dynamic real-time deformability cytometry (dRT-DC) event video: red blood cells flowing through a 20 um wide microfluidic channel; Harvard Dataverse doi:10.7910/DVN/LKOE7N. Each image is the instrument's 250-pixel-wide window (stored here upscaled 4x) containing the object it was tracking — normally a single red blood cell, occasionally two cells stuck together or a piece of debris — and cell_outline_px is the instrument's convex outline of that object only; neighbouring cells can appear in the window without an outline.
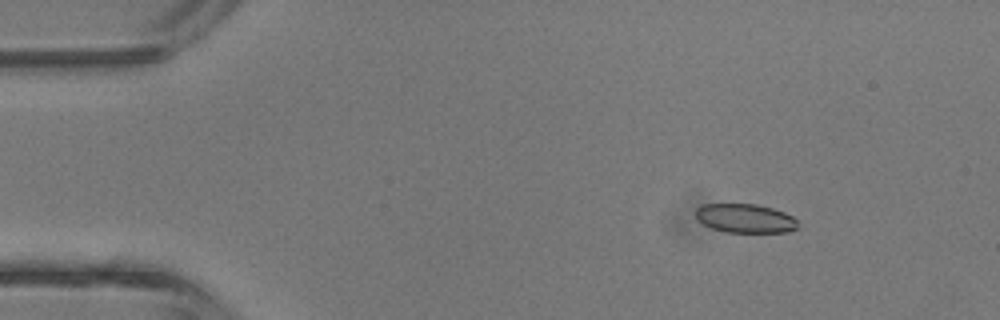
{"species": "common noctule bat (a hibernating species)", "species_latin": "Nyctalus noctula", "temperature_condition": "room temperature", "stored_images_in_passage": 4, "camera_frame_rate_fps": 3000, "um_per_image_px": 0.085, "animal": {"sex": "male", "body_mass_g": 13.3}, "frame": {"image": 1, "passage_image": 2, "time_ms": 1.333, "image_size_px": [1000, 320], "cell_outline_px": [[800, 228], [788, 232], [728, 232], [712, 228], [696, 220], [696, 208], [704, 204], [756, 204], [772, 208], [784, 212], [792, 216], [796, 220]], "centroid_in_image_um": [63.36, 18.56], "position_along_channel_um": 21.6, "area_um2": 17.28}}
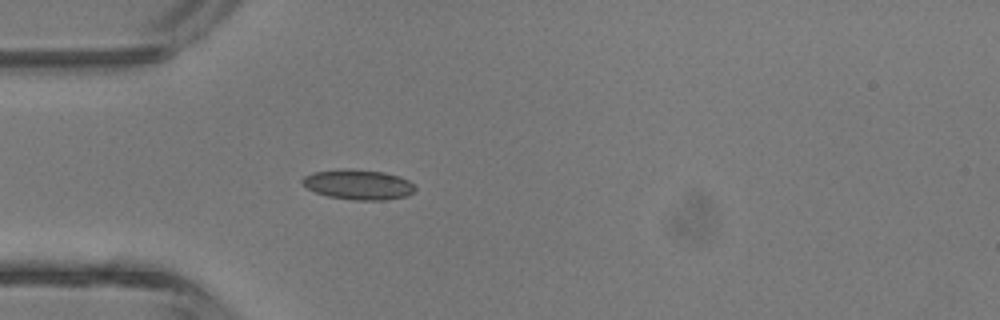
{"frame": {"image": 2, "passage_image": 4, "time_ms": 3.667, "image_size_px": [1000, 320], "cell_outline_px": [[416, 188], [412, 192], [404, 196], [384, 200], [352, 200], [328, 196], [316, 192], [300, 184], [300, 180], [304, 176], [312, 172], [340, 168], [352, 168], [384, 172], [400, 176], [408, 180]], "centroid_in_image_um": [30.4, 15.66], "position_along_channel_um": 54.6, "area_um2": 19.94}}